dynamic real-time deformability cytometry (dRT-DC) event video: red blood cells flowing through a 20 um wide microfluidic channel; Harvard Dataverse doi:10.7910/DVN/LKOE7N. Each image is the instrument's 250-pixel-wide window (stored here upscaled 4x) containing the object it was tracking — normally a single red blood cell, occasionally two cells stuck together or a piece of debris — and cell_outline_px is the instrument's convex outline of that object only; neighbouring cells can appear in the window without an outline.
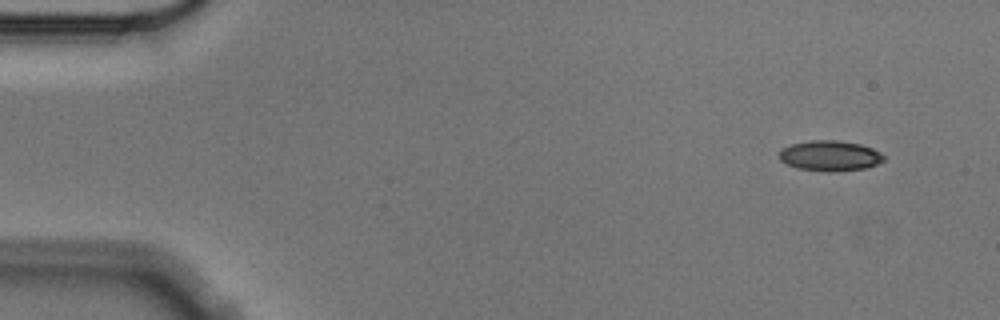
{"species": "Egyptian fruit bat (a non-hibernating species)", "species_latin": "Rousettus aegyptiacus", "temperature_condition": "cold", "stored_images_in_passage": 5, "camera_frame_rate_fps": 3000, "um_per_image_px": 0.085, "animal": {"sex": "male"}, "frame": {"image": 1, "passage_image": 1, "time_ms": 0.0, "image_size_px": [1000, 320], "cell_outline_px": [[884, 160], [876, 164], [864, 168], [796, 168], [780, 160], [780, 152], [784, 148], [792, 144], [812, 140], [836, 140], [860, 144], [872, 148], [880, 152], [884, 156]], "centroid_in_image_um": [70.56, 13.17], "position_along_channel_um": 14.4, "area_um2": 17.28}}
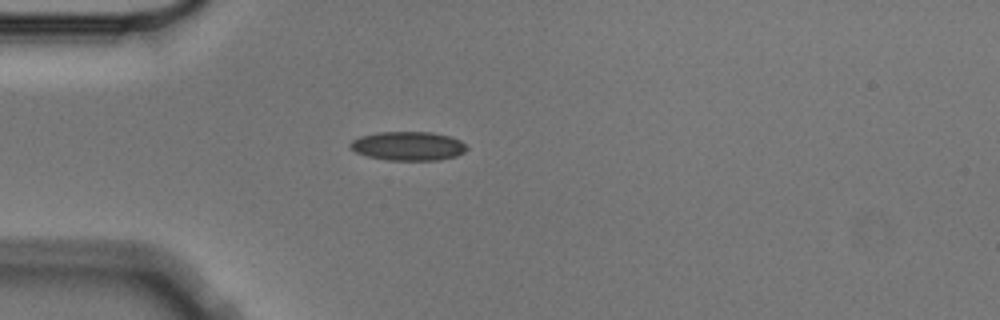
{"frame": {"image": 2, "passage_image": 4, "time_ms": 1.0, "image_size_px": [1000, 320], "cell_outline_px": [[468, 148], [464, 152], [456, 156], [440, 160], [388, 160], [368, 156], [356, 152], [348, 144], [352, 140], [360, 136], [376, 132], [432, 132], [448, 136], [460, 140]], "centroid_in_image_um": [34.69, 12.41], "position_along_channel_um": 50.3, "area_um2": 19.59}}